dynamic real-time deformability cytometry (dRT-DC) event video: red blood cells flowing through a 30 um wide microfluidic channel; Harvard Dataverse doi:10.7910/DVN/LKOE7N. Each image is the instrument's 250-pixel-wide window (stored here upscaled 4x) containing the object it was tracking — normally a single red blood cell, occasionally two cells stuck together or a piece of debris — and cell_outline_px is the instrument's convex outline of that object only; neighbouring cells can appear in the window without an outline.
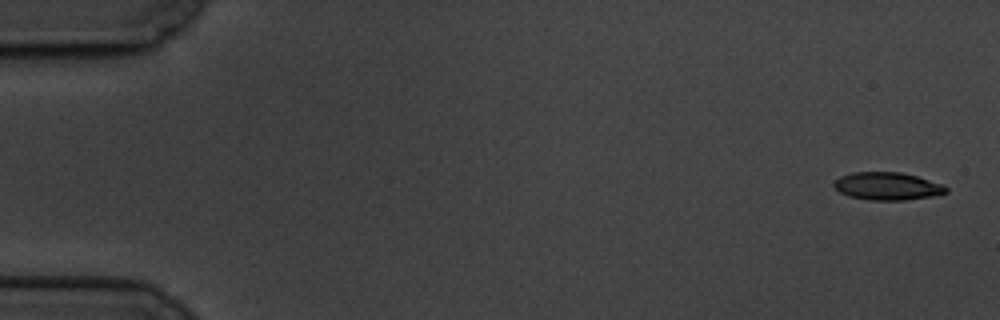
{"species": "common noctule bat (a hibernating species)", "species_latin": "Nyctalus noctula", "temperature_condition": "cold", "stored_images_in_passage": 2, "segment_of_instrument_passage": [2, 2], "camera_frame_rate_fps": 3000, "um_per_image_px": 0.085, "animal": {"sex": "male", "body_mass_g": 19.5, "forearm_length_mm": 54.6}, "frame": {"image": 1, "passage_image": 2, "time_ms": 2.0, "image_size_px": [1000, 320], "cell_outline_px": [[948, 192], [940, 196], [904, 200], [868, 200], [848, 196], [840, 192], [832, 184], [840, 176], [852, 172], [900, 172], [916, 176], [944, 184], [948, 188]], "centroid_in_image_um": [75.48, 15.83], "position_along_channel_um": 9.5, "area_um2": 18.38}}